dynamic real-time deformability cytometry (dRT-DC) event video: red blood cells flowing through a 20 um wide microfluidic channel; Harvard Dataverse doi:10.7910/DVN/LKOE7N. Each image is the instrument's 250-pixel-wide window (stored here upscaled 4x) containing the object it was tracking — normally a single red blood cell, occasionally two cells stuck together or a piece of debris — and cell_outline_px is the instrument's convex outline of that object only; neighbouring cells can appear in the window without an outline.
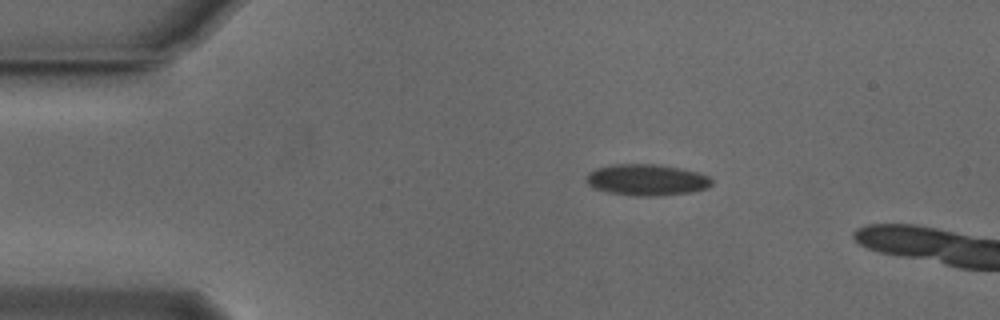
{"species": "Egyptian fruit bat (a non-hibernating species)", "species_latin": "Rousettus aegyptiacus", "temperature_condition": "cold", "stored_images_in_passage": 5, "camera_frame_rate_fps": 3000, "um_per_image_px": 0.085, "animal": {"sex": "male"}, "frame": {"image": 1, "passage_image": 2, "time_ms": 0.333, "image_size_px": [1000, 320], "cell_outline_px": [[712, 184], [708, 188], [688, 192], [648, 196], [636, 196], [608, 192], [596, 188], [588, 184], [588, 172], [596, 168], [612, 164], [656, 164], [680, 168], [696, 172], [708, 176], [712, 180]], "centroid_in_image_um": [54.97, 15.27], "position_along_channel_um": 30.0, "area_um2": 22.54}}